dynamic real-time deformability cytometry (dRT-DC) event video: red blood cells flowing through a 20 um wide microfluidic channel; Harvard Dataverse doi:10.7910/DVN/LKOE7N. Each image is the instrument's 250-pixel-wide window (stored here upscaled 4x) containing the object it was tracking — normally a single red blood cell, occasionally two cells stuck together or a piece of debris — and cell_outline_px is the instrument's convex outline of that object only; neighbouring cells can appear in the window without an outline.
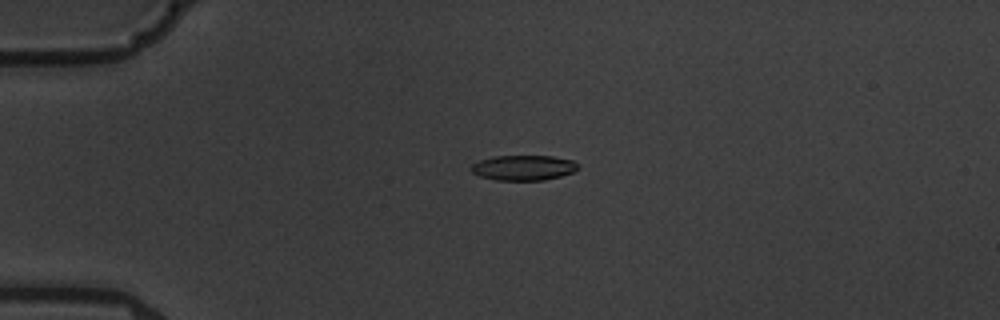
{"species": "common noctule bat (a hibernating species)", "species_latin": "Nyctalus noctula", "temperature_condition": "warm", "stored_images_in_passage": 5, "camera_frame_rate_fps": 3000, "um_per_image_px": 0.085, "animal": {"sex": "male", "body_mass_g": 19.5, "forearm_length_mm": 54.6}, "frame": {"image": 1, "passage_image": 4, "time_ms": 4.333, "image_size_px": [1000, 320], "cell_outline_px": [[576, 168], [572, 172], [560, 176], [544, 180], [496, 180], [480, 176], [472, 172], [468, 168], [472, 164], [480, 160], [492, 156], [552, 156], [572, 160], [576, 164]], "centroid_in_image_um": [44.42, 14.25], "position_along_channel_um": 40.6, "area_um2": 15.55}}